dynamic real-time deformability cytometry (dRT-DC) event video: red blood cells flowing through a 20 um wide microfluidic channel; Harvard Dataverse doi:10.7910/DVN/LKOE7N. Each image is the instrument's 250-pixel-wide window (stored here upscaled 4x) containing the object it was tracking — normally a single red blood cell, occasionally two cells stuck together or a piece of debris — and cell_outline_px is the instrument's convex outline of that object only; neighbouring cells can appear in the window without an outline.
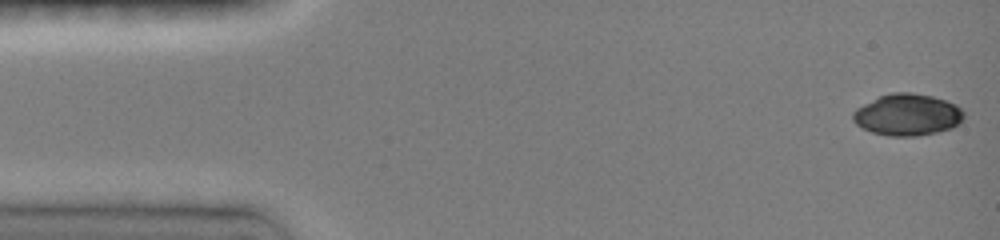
{"species": "common noctule bat (a hibernating species)", "species_latin": "Nyctalus noctula", "temperature_condition": "room temperature", "stored_images_in_passage": 46, "camera_frame_rate_fps": 3000, "um_per_image_px": 0.085, "animal": {"sex": "female", "body_mass_g": 19.0, "forearm_length_mm": 51.5}, "frame": {"image": 1, "passage_image": 1, "time_ms": 0.0, "image_size_px": [1000, 240], "cell_outline_px": [[964, 116], [952, 128], [936, 132], [916, 136], [888, 136], [872, 132], [856, 124], [852, 120], [852, 112], [856, 108], [880, 96], [892, 92], [912, 92], [932, 96], [956, 104], [964, 112]], "centroid_in_image_um": [77.11, 9.75], "position_along_channel_um": 7.9, "area_um2": 26.82}}
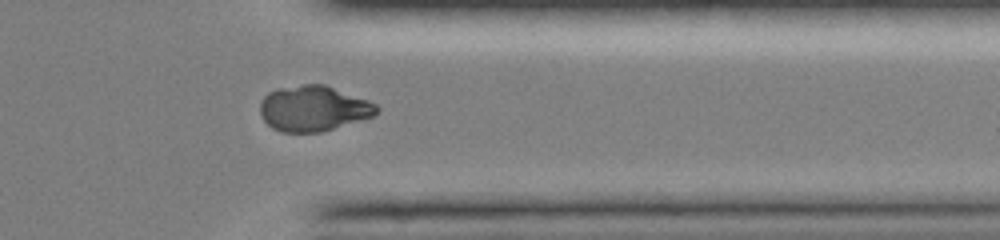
{"frame": {"image": 2, "passage_image": 37, "time_ms": 12.0, "image_size_px": [1000, 240], "cell_outline_px": [[380, 108], [376, 116], [320, 132], [280, 132], [272, 128], [264, 120], [260, 112], [260, 104], [264, 96], [268, 92], [276, 88], [304, 84], [324, 84], [368, 100], [376, 104]], "centroid_in_image_um": [26.65, 9.22], "position_along_channel_um": 384.7, "area_um2": 31.04}}
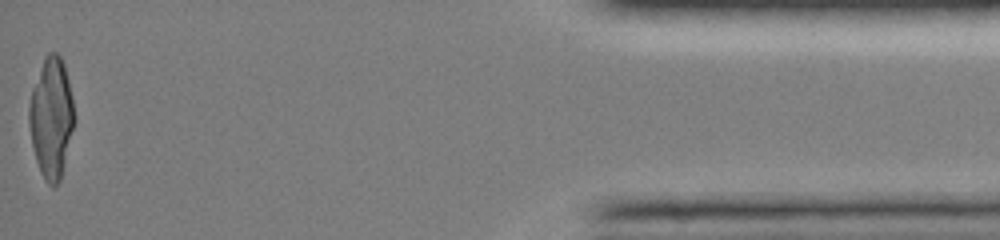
{"frame": {"image": 3, "passage_image": 46, "time_ms": 15.0, "image_size_px": [1000, 240], "cell_outline_px": [[76, 120], [60, 180], [52, 188], [44, 180], [40, 172], [36, 160], [32, 144], [28, 120], [28, 108], [32, 88], [44, 56], [48, 52], [56, 52], [60, 56], [64, 64], [68, 80]], "centroid_in_image_um": [4.36, 10.01], "position_along_channel_um": 430.8, "area_um2": 31.91}}